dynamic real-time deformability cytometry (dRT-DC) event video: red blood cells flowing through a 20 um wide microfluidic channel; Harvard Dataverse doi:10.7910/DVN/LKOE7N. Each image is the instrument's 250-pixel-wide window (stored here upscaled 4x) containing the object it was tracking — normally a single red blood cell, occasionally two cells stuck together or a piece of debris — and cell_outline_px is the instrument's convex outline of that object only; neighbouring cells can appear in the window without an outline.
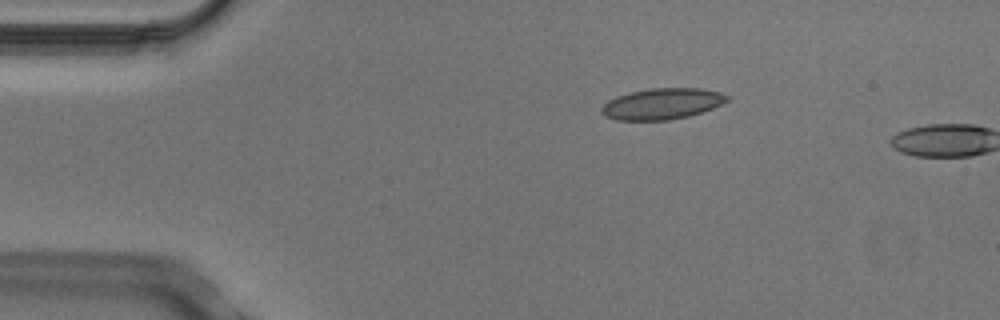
{"species": "Egyptian fruit bat (a non-hibernating species)", "species_latin": "Rousettus aegyptiacus", "temperature_condition": "cold", "stored_images_in_passage": 2, "camera_frame_rate_fps": 3000, "um_per_image_px": 0.085, "animal": {"sex": "male"}, "frame": {"image": 1, "passage_image": 1, "time_ms": 0.0, "image_size_px": [1000, 320], "cell_outline_px": [[732, 96], [728, 100], [712, 108], [688, 116], [668, 120], [616, 120], [604, 116], [600, 112], [600, 108], [608, 100], [616, 96], [628, 92], [652, 88], [700, 88], [720, 92]], "centroid_in_image_um": [56.25, 8.82], "position_along_channel_um": 28.8, "area_um2": 22.83}}